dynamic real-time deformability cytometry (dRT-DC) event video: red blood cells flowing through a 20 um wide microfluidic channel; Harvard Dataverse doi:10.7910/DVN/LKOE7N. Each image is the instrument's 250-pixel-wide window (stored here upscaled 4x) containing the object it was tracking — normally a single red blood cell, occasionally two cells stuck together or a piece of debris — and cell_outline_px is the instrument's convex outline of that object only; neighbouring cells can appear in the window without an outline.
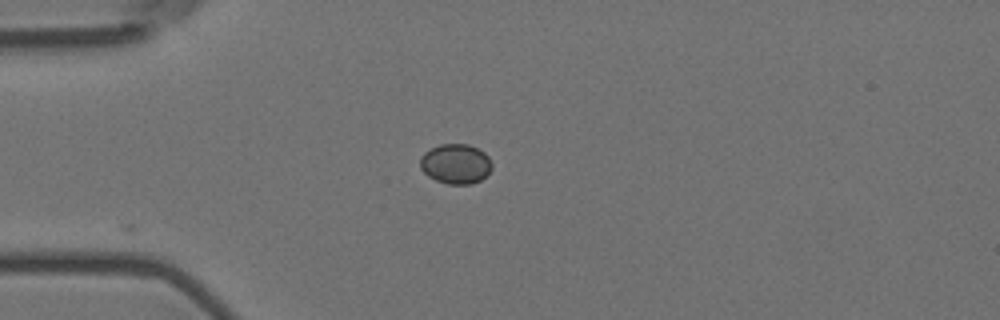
{"species": "Egyptian fruit bat (a non-hibernating species)", "species_latin": "Rousettus aegyptiacus", "temperature_condition": "room temperature", "stored_images_in_passage": 4, "camera_frame_rate_fps": 3000, "um_per_image_px": 0.085, "animal": {"sex": "female"}, "frame": {"image": 1, "passage_image": 1, "time_ms": 0.0, "image_size_px": [1000, 320], "cell_outline_px": [[492, 168], [480, 180], [472, 184], [448, 184], [436, 180], [428, 176], [420, 168], [420, 156], [424, 152], [440, 144], [468, 144], [484, 152], [488, 156], [492, 164]], "centroid_in_image_um": [38.72, 13.92], "position_along_channel_um": 46.3, "area_um2": 16.65}}